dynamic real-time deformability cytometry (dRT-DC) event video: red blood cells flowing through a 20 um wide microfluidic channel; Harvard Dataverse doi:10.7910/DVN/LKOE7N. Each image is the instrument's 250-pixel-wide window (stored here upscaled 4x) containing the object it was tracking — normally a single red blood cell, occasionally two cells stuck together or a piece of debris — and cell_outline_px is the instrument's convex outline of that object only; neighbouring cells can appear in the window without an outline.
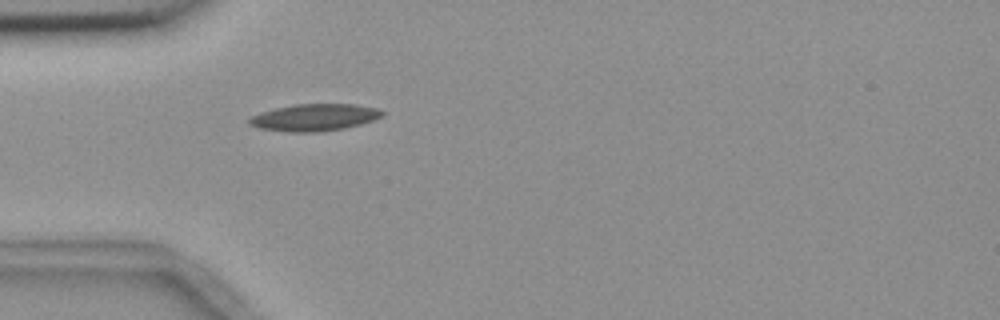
{"species": "common noctule bat (a hibernating species)", "species_latin": "Nyctalus noctula", "temperature_condition": "room temperature", "stored_images_in_passage": 1, "camera_frame_rate_fps": 3000, "um_per_image_px": 0.085, "animal": {"sex": "female", "body_mass_g": 18.4}, "frame": {"image": 1, "passage_image": 1, "time_ms": 0.0, "image_size_px": [1000, 320], "cell_outline_px": [[384, 116], [360, 124], [344, 128], [316, 132], [292, 132], [260, 128], [248, 124], [248, 120], [252, 116], [260, 112], [276, 108], [296, 104], [356, 104], [376, 108], [384, 112]], "centroid_in_image_um": [26.73, 9.97], "position_along_channel_um": 58.3, "area_um2": 20.75}}